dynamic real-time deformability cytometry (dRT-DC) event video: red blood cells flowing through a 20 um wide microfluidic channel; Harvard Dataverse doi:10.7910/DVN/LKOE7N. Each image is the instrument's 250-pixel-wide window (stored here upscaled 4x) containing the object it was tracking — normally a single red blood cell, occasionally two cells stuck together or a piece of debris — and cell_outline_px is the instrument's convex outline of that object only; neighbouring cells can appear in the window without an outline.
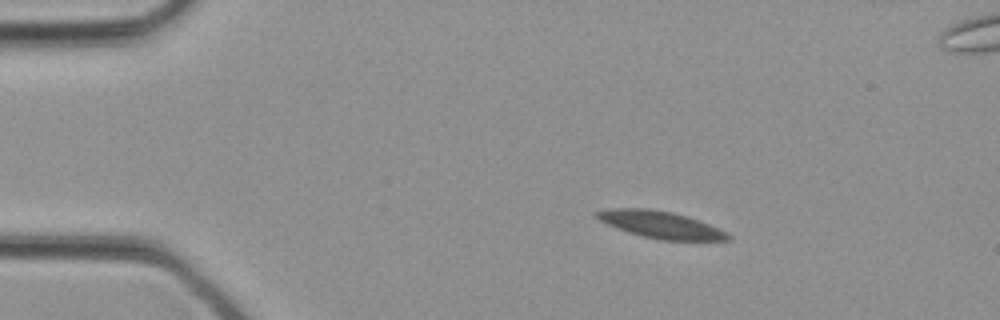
{"species": "common noctule bat (a hibernating species)", "species_latin": "Nyctalus noctula", "temperature_condition": "cold", "stored_images_in_passage": 36, "camera_frame_rate_fps": 3000, "um_per_image_px": 0.085, "animal": {"sex": "female", "body_mass_g": 21.9}, "frame": {"image": 1, "passage_image": 6, "time_ms": 1.667, "image_size_px": [1000, 320], "cell_outline_px": [[732, 240], [660, 240], [628, 232], [616, 228], [600, 220], [592, 212], [608, 208], [648, 208], [672, 212], [688, 216], [728, 232], [732, 236]], "centroid_in_image_um": [56.15, 19.09], "position_along_channel_um": 28.8, "area_um2": 20.69}}
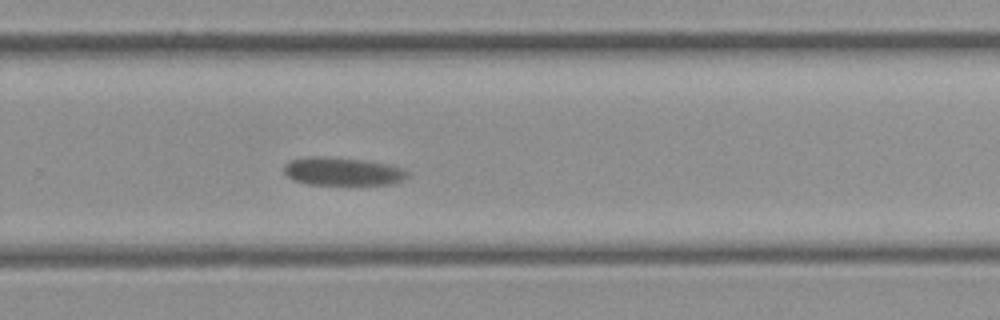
{"frame": {"image": 2, "passage_image": 23, "time_ms": 7.333, "image_size_px": [1000, 320], "cell_outline_px": [[408, 176], [404, 180], [392, 184], [308, 184], [292, 180], [284, 172], [284, 164], [292, 160], [316, 156], [324, 156], [364, 160], [392, 164], [404, 168], [408, 172]], "centroid_in_image_um": [29.17, 14.57], "position_along_channel_um": 300.6, "area_um2": 20.29}}
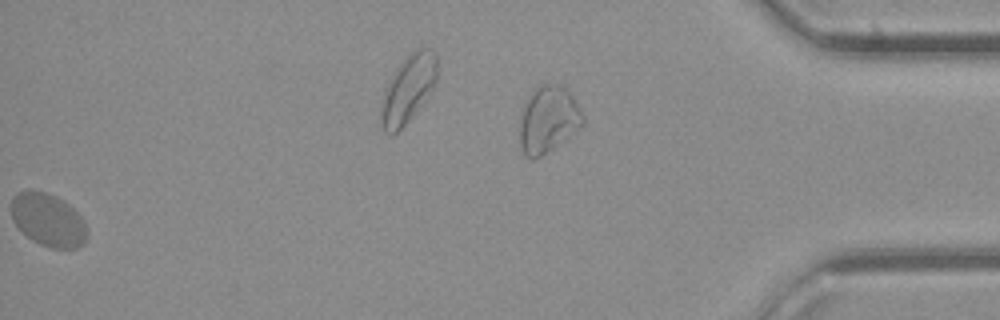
{"frame": {"image": 3, "passage_image": 35, "time_ms": 11.333, "image_size_px": [1000, 320], "cell_outline_px": [[88, 236], [84, 244], [76, 248], [52, 248], [40, 244], [32, 240], [12, 220], [12, 196], [16, 192], [28, 188], [44, 192], [56, 196], [68, 204], [84, 220], [88, 228]], "centroid_in_image_um": [4.11, 18.68], "position_along_channel_um": 431.1, "area_um2": 23.52}}